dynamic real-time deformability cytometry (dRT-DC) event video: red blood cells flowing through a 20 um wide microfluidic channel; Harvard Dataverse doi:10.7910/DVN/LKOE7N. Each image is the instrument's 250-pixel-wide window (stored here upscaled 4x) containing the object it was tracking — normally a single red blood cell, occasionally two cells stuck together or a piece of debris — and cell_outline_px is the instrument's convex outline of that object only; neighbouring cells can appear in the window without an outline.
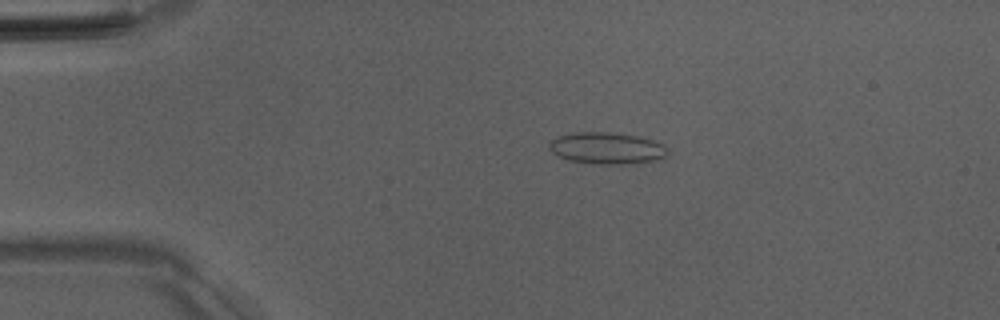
{"species": "Egyptian fruit bat (a non-hibernating species)", "species_latin": "Rousettus aegyptiacus", "temperature_condition": "room temperature", "stored_images_in_passage": 44, "camera_frame_rate_fps": 3000, "um_per_image_px": 0.085, "animal": {"sex": "male"}, "frame": {"image": 1, "passage_image": 4, "time_ms": 1.0, "image_size_px": [1000, 320], "cell_outline_px": [[668, 152], [664, 160], [628, 164], [600, 164], [568, 160], [552, 152], [548, 148], [548, 144], [552, 140], [560, 136], [572, 132], [608, 132], [636, 136], [652, 140], [664, 144]], "centroid_in_image_um": [51.62, 12.61], "position_along_channel_um": 33.4, "area_um2": 21.96}}
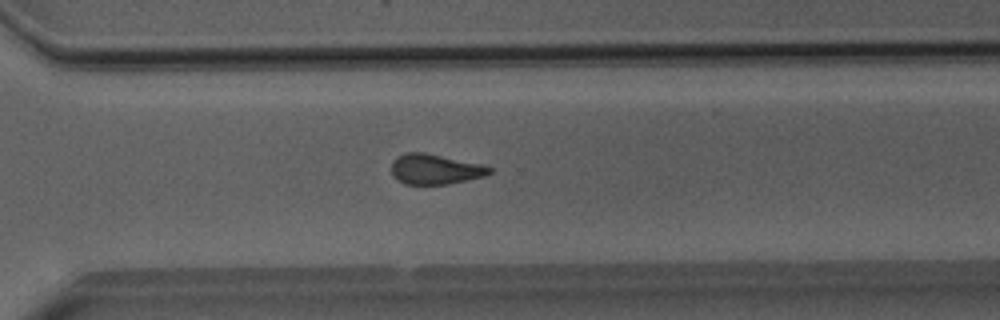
{"frame": {"image": 2, "passage_image": 30, "time_ms": 9.667, "image_size_px": [1000, 320], "cell_outline_px": [[492, 172], [484, 176], [468, 180], [448, 184], [404, 184], [396, 180], [392, 176], [392, 160], [408, 152], [424, 152], [480, 164], [492, 168]], "centroid_in_image_um": [36.96, 14.39], "position_along_channel_um": 333.6, "area_um2": 17.17}}
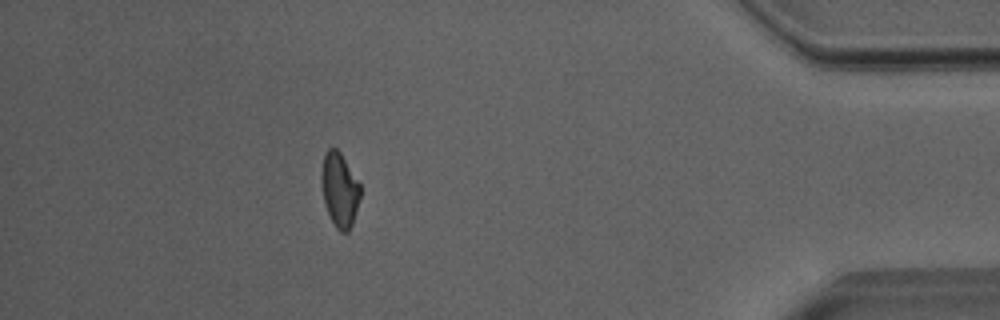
{"frame": {"image": 3, "passage_image": 39, "time_ms": 12.667, "image_size_px": [1000, 320], "cell_outline_px": [[360, 196], [352, 224], [348, 232], [340, 232], [336, 228], [324, 204], [320, 180], [320, 172], [324, 156], [328, 148], [336, 148], [340, 152], [360, 184]], "centroid_in_image_um": [28.84, 16.12], "position_along_channel_um": 406.4, "area_um2": 16.76}, "authors_computed_cell_mechanics": {"area_um2": 17.8024, "velocity_mm_per_s": 4.0278, "shape_relaxation_time_tau1_ms": 10.2084, "shape_relaxation_time_tau2_ms": 1.5029, "deformation_change_tau1": 0.1927, "deformation_change_tau2": 0.0976}}